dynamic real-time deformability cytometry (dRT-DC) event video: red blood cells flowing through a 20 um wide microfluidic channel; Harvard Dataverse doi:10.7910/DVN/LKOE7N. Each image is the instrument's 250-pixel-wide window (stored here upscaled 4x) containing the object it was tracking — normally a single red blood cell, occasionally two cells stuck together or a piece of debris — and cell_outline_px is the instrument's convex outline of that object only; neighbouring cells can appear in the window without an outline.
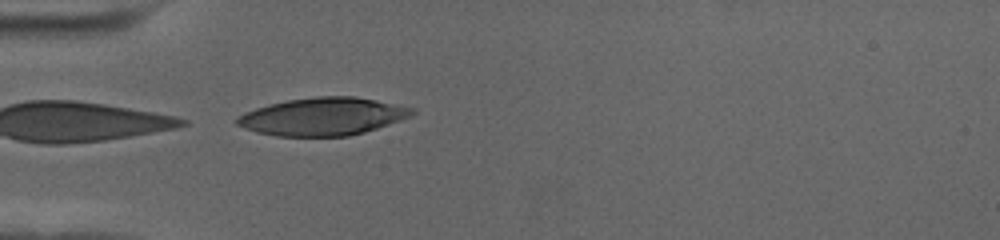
{"species": "human", "species_latin": "Homo sapiens", "temperature_condition": "cold", "stored_images_in_passage": 24, "camera_frame_rate_fps": 3000, "um_per_image_px": 0.085, "donor": {"sex": "female"}, "frame": {"image": 1, "passage_image": 1, "time_ms": 0.0, "image_size_px": [1000, 240], "cell_outline_px": [[416, 112], [400, 120], [364, 132], [348, 136], [276, 136], [256, 132], [244, 128], [236, 124], [236, 116], [256, 108], [288, 100], [316, 96], [356, 96], [416, 108]], "centroid_in_image_um": [27.43, 9.9], "position_along_channel_um": 57.6, "area_um2": 38.32}}
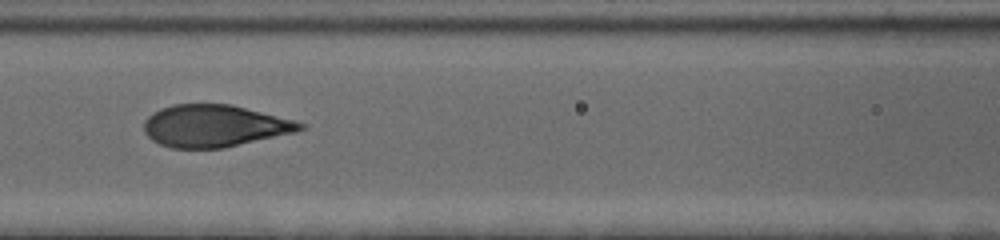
{"frame": {"image": 2, "passage_image": 9, "time_ms": 2.667, "image_size_px": [1000, 240], "cell_outline_px": [[308, 128], [296, 132], [224, 148], [172, 148], [160, 144], [152, 140], [144, 132], [144, 120], [152, 112], [160, 108], [172, 104], [232, 104], [292, 120], [304, 124]], "centroid_in_image_um": [18.2, 10.7], "position_along_channel_um": 148.4, "area_um2": 38.32}}
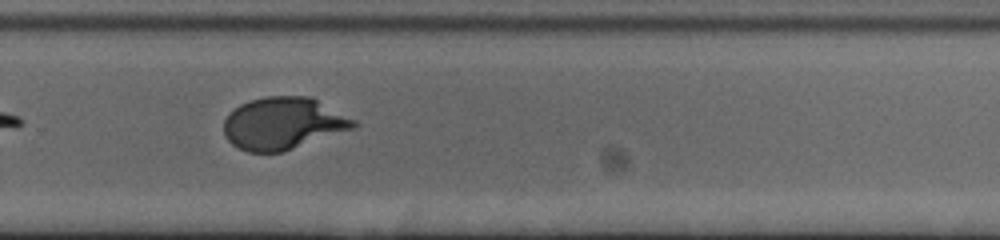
{"frame": {"image": 3, "passage_image": 22, "time_ms": 7.0, "image_size_px": [1000, 240], "cell_outline_px": [[360, 124], [356, 128], [280, 152], [248, 152], [236, 148], [224, 136], [224, 120], [240, 104], [252, 100], [268, 96], [308, 96], [356, 120]], "centroid_in_image_um": [24.07, 10.5], "position_along_channel_um": 305.7, "area_um2": 39.13}}